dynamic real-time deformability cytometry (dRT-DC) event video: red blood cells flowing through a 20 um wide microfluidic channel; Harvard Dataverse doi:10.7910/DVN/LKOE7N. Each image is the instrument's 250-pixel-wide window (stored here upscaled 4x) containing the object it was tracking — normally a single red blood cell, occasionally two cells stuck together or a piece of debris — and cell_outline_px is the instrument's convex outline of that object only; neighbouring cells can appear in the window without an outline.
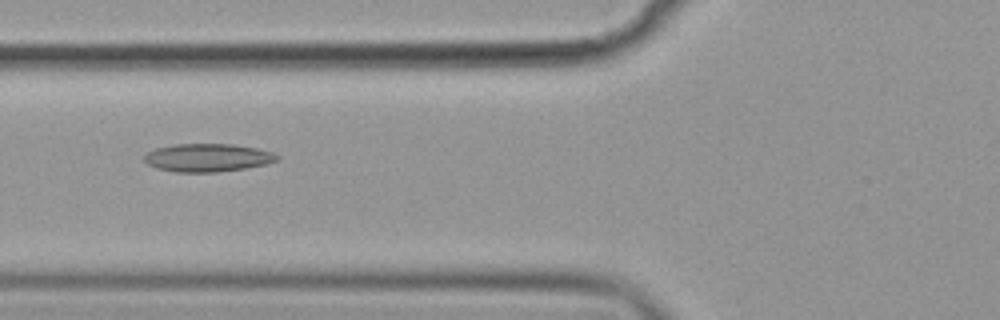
{"species": "common noctule bat (a hibernating species)", "species_latin": "Nyctalus noctula", "temperature_condition": "cold", "stored_images_in_passage": 42, "camera_frame_rate_fps": 3000, "um_per_image_px": 0.085, "animal": {"sex": "female", "body_mass_g": 19.9}, "frame": {"image": 1, "passage_image": 8, "time_ms": 2.333, "image_size_px": [1000, 320], "cell_outline_px": [[280, 160], [268, 164], [244, 168], [216, 172], [176, 172], [156, 168], [148, 164], [144, 160], [144, 156], [148, 152], [156, 148], [176, 144], [232, 144], [256, 148], [272, 152], [280, 156]], "centroid_in_image_um": [17.68, 13.4], "position_along_channel_um": 108.1, "area_um2": 21.73}}
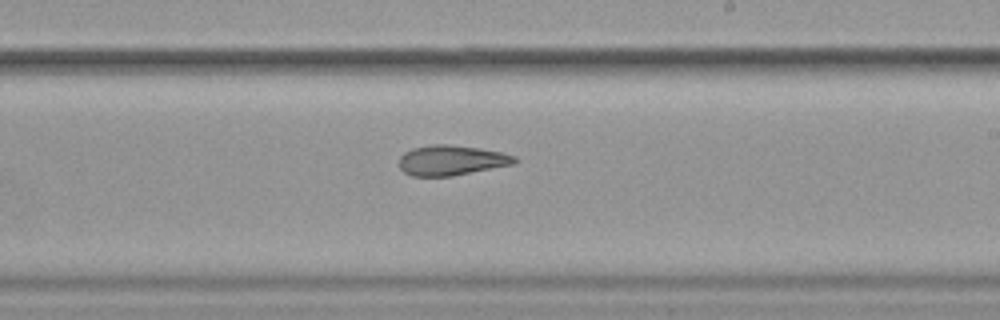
{"frame": {"image": 2, "passage_image": 20, "time_ms": 6.333, "image_size_px": [1000, 320], "cell_outline_px": [[520, 160], [516, 164], [452, 176], [412, 176], [404, 172], [400, 168], [400, 156], [404, 152], [412, 148], [432, 144], [448, 144], [480, 148], [504, 152], [516, 156]], "centroid_in_image_um": [38.43, 13.62], "position_along_channel_um": 250.6, "area_um2": 20.58}}
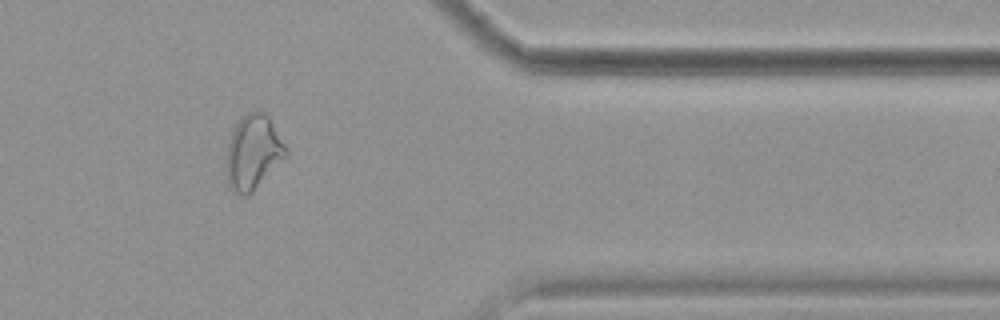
{"frame": {"image": 3, "passage_image": 33, "time_ms": 10.667, "image_size_px": [1000, 320], "cell_outline_px": [[288, 152], [252, 192], [248, 196], [240, 196], [232, 192], [228, 184], [228, 144], [232, 132], [240, 116], [244, 112], [264, 112], [268, 116], [284, 144]], "centroid_in_image_um": [21.49, 12.94], "position_along_channel_um": 389.9, "area_um2": 25.09}, "authors_computed_cell_mechanics": {"area_um2": 21.8773, "velocity_mm_per_s": 3.5741, "shape_relaxation_time_tau1_ms": null, "shape_relaxation_time_tau2_ms": 6.653, "deformation_change_tau1": null, "deformation_change_tau2": 0.15}}